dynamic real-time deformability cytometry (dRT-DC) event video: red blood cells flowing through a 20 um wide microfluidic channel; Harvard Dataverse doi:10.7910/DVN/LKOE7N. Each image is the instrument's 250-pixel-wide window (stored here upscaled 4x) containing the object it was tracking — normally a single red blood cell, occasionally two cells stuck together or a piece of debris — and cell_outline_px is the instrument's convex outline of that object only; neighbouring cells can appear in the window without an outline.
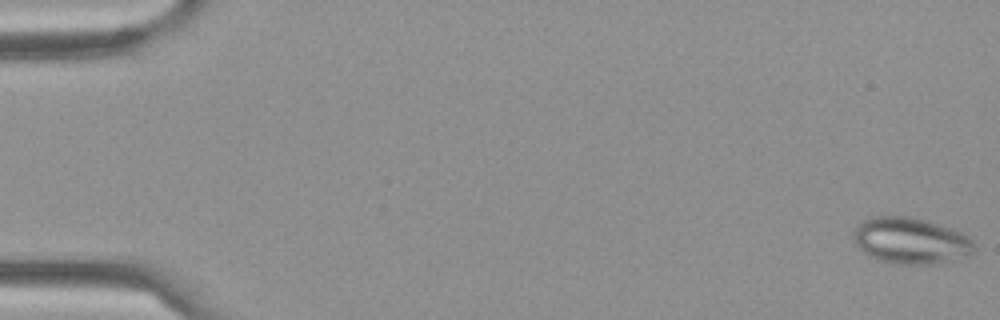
{"species": "Egyptian fruit bat (a non-hibernating species)", "species_latin": "Rousettus aegyptiacus", "temperature_condition": "cold", "stored_images_in_passage": 56, "camera_frame_rate_fps": 3000, "um_per_image_px": 0.085, "frame": {"image": 1, "passage_image": 1, "time_ms": 0.0, "image_size_px": [1000, 320], "cell_outline_px": [[976, 248], [968, 256], [960, 260], [932, 264], [892, 264], [868, 256], [856, 244], [852, 236], [852, 232], [864, 220], [872, 216], [908, 216], [924, 220], [952, 228], [968, 236], [972, 240]], "centroid_in_image_um": [77.43, 20.48], "position_along_channel_um": 7.6, "area_um2": 32.83}}
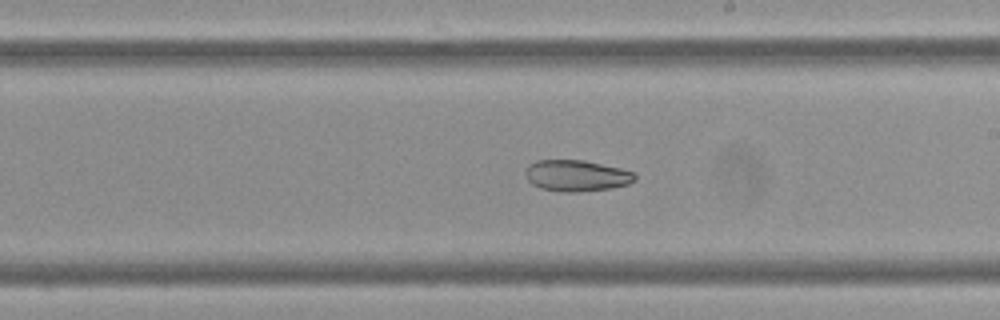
{"frame": {"image": 2, "passage_image": 35, "time_ms": 11.333, "image_size_px": [1000, 320], "cell_outline_px": [[636, 180], [628, 184], [612, 188], [576, 192], [560, 192], [540, 188], [532, 184], [528, 180], [524, 172], [528, 164], [536, 160], [584, 160], [620, 168], [636, 172]], "centroid_in_image_um": [49.0, 14.93], "position_along_channel_um": 240.0, "area_um2": 20.17}}
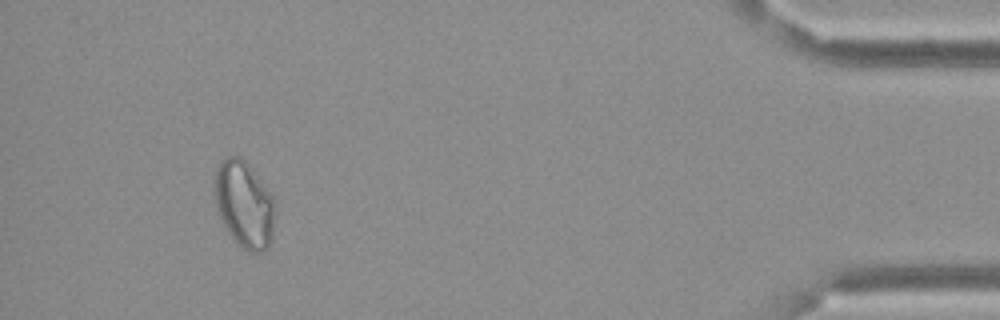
{"frame": {"image": 3, "passage_image": 56, "time_ms": 18.333, "image_size_px": [1000, 320], "cell_outline_px": [[276, 200], [272, 240], [268, 248], [260, 252], [248, 252], [240, 248], [236, 244], [224, 228], [216, 208], [216, 164], [220, 160], [228, 156], [240, 156], [248, 164]], "centroid_in_image_um": [20.77, 17.41], "position_along_channel_um": 414.4, "area_um2": 30.92}}